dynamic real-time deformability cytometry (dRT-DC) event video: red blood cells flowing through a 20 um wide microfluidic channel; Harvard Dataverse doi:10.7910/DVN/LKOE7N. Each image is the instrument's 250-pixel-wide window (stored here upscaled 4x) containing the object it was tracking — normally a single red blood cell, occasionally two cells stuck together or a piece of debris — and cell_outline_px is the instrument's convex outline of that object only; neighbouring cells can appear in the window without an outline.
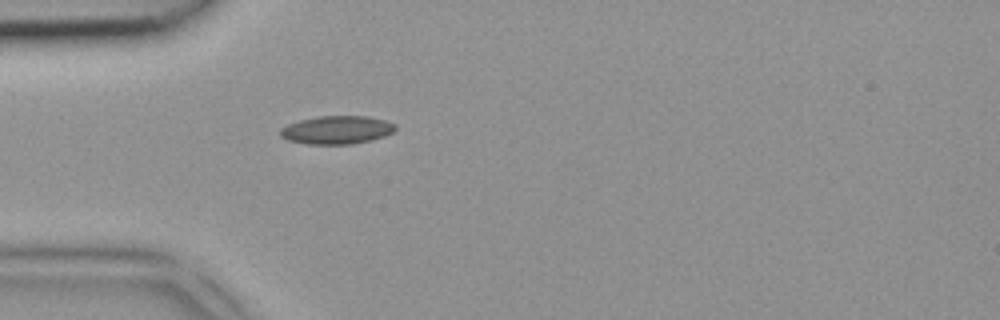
{"species": "common noctule bat (a hibernating species)", "species_latin": "Nyctalus noctula", "temperature_condition": "room temperature", "stored_images_in_passage": 1, "camera_frame_rate_fps": 3000, "um_per_image_px": 0.085, "animal": {"sex": "female", "body_mass_g": 18.4}, "frame": {"image": 1, "passage_image": 1, "time_ms": 0.0, "image_size_px": [1000, 320], "cell_outline_px": [[396, 128], [392, 132], [384, 136], [372, 140], [352, 144], [308, 144], [288, 140], [280, 136], [280, 128], [288, 124], [300, 120], [320, 116], [368, 116], [384, 120], [396, 124]], "centroid_in_image_um": [28.63, 11.04], "position_along_channel_um": 56.4, "area_um2": 18.9}}